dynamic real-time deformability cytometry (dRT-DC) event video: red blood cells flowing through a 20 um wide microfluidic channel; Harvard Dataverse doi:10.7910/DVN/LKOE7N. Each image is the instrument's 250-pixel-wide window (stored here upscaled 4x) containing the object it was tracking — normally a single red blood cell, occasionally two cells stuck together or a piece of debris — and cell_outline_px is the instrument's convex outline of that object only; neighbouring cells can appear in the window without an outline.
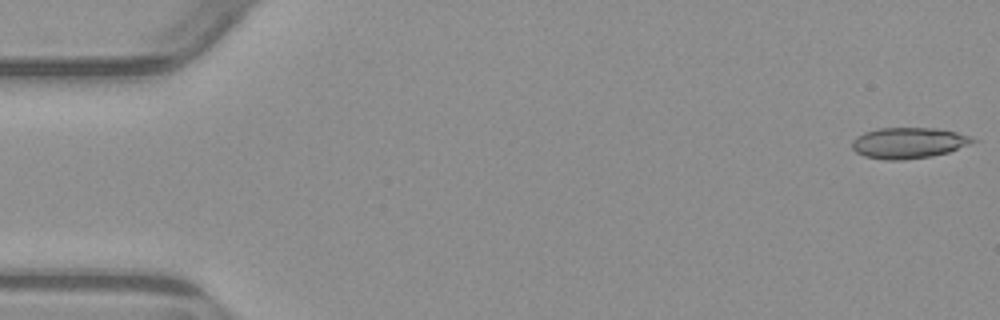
{"species": "common noctule bat (a hibernating species)", "species_latin": "Nyctalus noctula", "temperature_condition": "warm", "stored_images_in_passage": 5, "camera_frame_rate_fps": 3000, "um_per_image_px": 0.085, "animal": {"sex": "male", "body_mass_g": 23.1, "forearm_length_mm": 52.7}, "frame": {"image": 1, "passage_image": 1, "time_ms": 0.0, "image_size_px": [1000, 320], "cell_outline_px": [[980, 140], [948, 152], [932, 156], [904, 160], [884, 160], [864, 156], [856, 152], [852, 148], [852, 140], [856, 136], [864, 132], [880, 128], [936, 128], [956, 132], [972, 136]], "centroid_in_image_um": [77.23, 12.15], "position_along_channel_um": 7.8, "area_um2": 21.91}}